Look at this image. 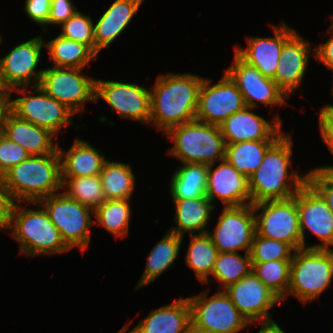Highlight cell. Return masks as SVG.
Returning <instances> with one entry per match:
<instances>
[{
    "instance_id": "cell-1",
    "label": "cell",
    "mask_w": 333,
    "mask_h": 333,
    "mask_svg": "<svg viewBox=\"0 0 333 333\" xmlns=\"http://www.w3.org/2000/svg\"><path fill=\"white\" fill-rule=\"evenodd\" d=\"M202 76L190 73L158 75L150 89V121L165 134L196 119Z\"/></svg>"
},
{
    "instance_id": "cell-2",
    "label": "cell",
    "mask_w": 333,
    "mask_h": 333,
    "mask_svg": "<svg viewBox=\"0 0 333 333\" xmlns=\"http://www.w3.org/2000/svg\"><path fill=\"white\" fill-rule=\"evenodd\" d=\"M293 133H285L266 151L259 168L249 177L252 204L286 200L307 183V173L299 175L292 167ZM290 172V173H289Z\"/></svg>"
},
{
    "instance_id": "cell-3",
    "label": "cell",
    "mask_w": 333,
    "mask_h": 333,
    "mask_svg": "<svg viewBox=\"0 0 333 333\" xmlns=\"http://www.w3.org/2000/svg\"><path fill=\"white\" fill-rule=\"evenodd\" d=\"M0 179L15 202L38 203L56 194L62 190L58 150L42 156H29Z\"/></svg>"
},
{
    "instance_id": "cell-4",
    "label": "cell",
    "mask_w": 333,
    "mask_h": 333,
    "mask_svg": "<svg viewBox=\"0 0 333 333\" xmlns=\"http://www.w3.org/2000/svg\"><path fill=\"white\" fill-rule=\"evenodd\" d=\"M20 204L16 202L13 207L8 232H11L16 242H19L22 255L35 257L70 251L63 242L59 230L39 203H29L36 205V209H28Z\"/></svg>"
},
{
    "instance_id": "cell-5",
    "label": "cell",
    "mask_w": 333,
    "mask_h": 333,
    "mask_svg": "<svg viewBox=\"0 0 333 333\" xmlns=\"http://www.w3.org/2000/svg\"><path fill=\"white\" fill-rule=\"evenodd\" d=\"M165 135L174 143L168 153L182 163L211 165L225 159L226 142L217 125L195 119L169 129Z\"/></svg>"
},
{
    "instance_id": "cell-6",
    "label": "cell",
    "mask_w": 333,
    "mask_h": 333,
    "mask_svg": "<svg viewBox=\"0 0 333 333\" xmlns=\"http://www.w3.org/2000/svg\"><path fill=\"white\" fill-rule=\"evenodd\" d=\"M333 250L300 248L294 251L287 297L294 296L303 304L320 298L331 287Z\"/></svg>"
},
{
    "instance_id": "cell-7",
    "label": "cell",
    "mask_w": 333,
    "mask_h": 333,
    "mask_svg": "<svg viewBox=\"0 0 333 333\" xmlns=\"http://www.w3.org/2000/svg\"><path fill=\"white\" fill-rule=\"evenodd\" d=\"M207 291L187 297L191 307V333H238L250 326L224 290L208 298Z\"/></svg>"
},
{
    "instance_id": "cell-8",
    "label": "cell",
    "mask_w": 333,
    "mask_h": 333,
    "mask_svg": "<svg viewBox=\"0 0 333 333\" xmlns=\"http://www.w3.org/2000/svg\"><path fill=\"white\" fill-rule=\"evenodd\" d=\"M59 230L65 245L71 250L78 247L84 252L90 244V228L94 225V210L68 197L63 191L38 202Z\"/></svg>"
},
{
    "instance_id": "cell-9",
    "label": "cell",
    "mask_w": 333,
    "mask_h": 333,
    "mask_svg": "<svg viewBox=\"0 0 333 333\" xmlns=\"http://www.w3.org/2000/svg\"><path fill=\"white\" fill-rule=\"evenodd\" d=\"M27 90V87L11 90V94L17 92L25 95L9 99L11 111L19 118L49 130L56 137L63 127L73 124L72 117L75 114L64 104L49 96L40 85L32 86L33 91Z\"/></svg>"
},
{
    "instance_id": "cell-10",
    "label": "cell",
    "mask_w": 333,
    "mask_h": 333,
    "mask_svg": "<svg viewBox=\"0 0 333 333\" xmlns=\"http://www.w3.org/2000/svg\"><path fill=\"white\" fill-rule=\"evenodd\" d=\"M253 211L257 235L285 242L294 250L302 248L297 193L290 199L253 204Z\"/></svg>"
},
{
    "instance_id": "cell-11",
    "label": "cell",
    "mask_w": 333,
    "mask_h": 333,
    "mask_svg": "<svg viewBox=\"0 0 333 333\" xmlns=\"http://www.w3.org/2000/svg\"><path fill=\"white\" fill-rule=\"evenodd\" d=\"M83 69L48 67L44 69L41 88L64 104L75 115L84 111V103L96 102V79L83 74Z\"/></svg>"
},
{
    "instance_id": "cell-12",
    "label": "cell",
    "mask_w": 333,
    "mask_h": 333,
    "mask_svg": "<svg viewBox=\"0 0 333 333\" xmlns=\"http://www.w3.org/2000/svg\"><path fill=\"white\" fill-rule=\"evenodd\" d=\"M212 232L207 231L218 252L249 253L254 235L255 215L253 204L224 207Z\"/></svg>"
},
{
    "instance_id": "cell-13",
    "label": "cell",
    "mask_w": 333,
    "mask_h": 333,
    "mask_svg": "<svg viewBox=\"0 0 333 333\" xmlns=\"http://www.w3.org/2000/svg\"><path fill=\"white\" fill-rule=\"evenodd\" d=\"M203 78L199 92L196 120L219 126L232 114L246 107L243 95L238 87L224 73L216 84Z\"/></svg>"
},
{
    "instance_id": "cell-14",
    "label": "cell",
    "mask_w": 333,
    "mask_h": 333,
    "mask_svg": "<svg viewBox=\"0 0 333 333\" xmlns=\"http://www.w3.org/2000/svg\"><path fill=\"white\" fill-rule=\"evenodd\" d=\"M225 73L238 87L247 107L255 108L258 102L266 106L288 105V97L276 82L264 77L254 66L245 62L236 52Z\"/></svg>"
},
{
    "instance_id": "cell-15",
    "label": "cell",
    "mask_w": 333,
    "mask_h": 333,
    "mask_svg": "<svg viewBox=\"0 0 333 333\" xmlns=\"http://www.w3.org/2000/svg\"><path fill=\"white\" fill-rule=\"evenodd\" d=\"M95 99L106 101L121 118L141 123L150 121V90L135 82L96 79Z\"/></svg>"
},
{
    "instance_id": "cell-16",
    "label": "cell",
    "mask_w": 333,
    "mask_h": 333,
    "mask_svg": "<svg viewBox=\"0 0 333 333\" xmlns=\"http://www.w3.org/2000/svg\"><path fill=\"white\" fill-rule=\"evenodd\" d=\"M297 208L302 248L331 249L333 246V213L321 195L307 182L297 192ZM321 241L319 244L306 245L305 234L308 230Z\"/></svg>"
},
{
    "instance_id": "cell-17",
    "label": "cell",
    "mask_w": 333,
    "mask_h": 333,
    "mask_svg": "<svg viewBox=\"0 0 333 333\" xmlns=\"http://www.w3.org/2000/svg\"><path fill=\"white\" fill-rule=\"evenodd\" d=\"M44 42L45 39L38 35L17 44L7 55L0 58L2 75L10 90L27 86L31 88L40 84L44 69L37 70V66L40 62L41 50L45 47Z\"/></svg>"
},
{
    "instance_id": "cell-18",
    "label": "cell",
    "mask_w": 333,
    "mask_h": 333,
    "mask_svg": "<svg viewBox=\"0 0 333 333\" xmlns=\"http://www.w3.org/2000/svg\"><path fill=\"white\" fill-rule=\"evenodd\" d=\"M238 311L250 325L256 322L273 320L269 312L282 300L251 271L237 283L224 289Z\"/></svg>"
},
{
    "instance_id": "cell-19",
    "label": "cell",
    "mask_w": 333,
    "mask_h": 333,
    "mask_svg": "<svg viewBox=\"0 0 333 333\" xmlns=\"http://www.w3.org/2000/svg\"><path fill=\"white\" fill-rule=\"evenodd\" d=\"M208 165L206 196L214 204L219 198L224 207L252 204L249 177L239 173L226 159ZM214 167V169H213Z\"/></svg>"
},
{
    "instance_id": "cell-20",
    "label": "cell",
    "mask_w": 333,
    "mask_h": 333,
    "mask_svg": "<svg viewBox=\"0 0 333 333\" xmlns=\"http://www.w3.org/2000/svg\"><path fill=\"white\" fill-rule=\"evenodd\" d=\"M273 37H249L247 47L234 46L245 62L254 66L264 77L273 79L278 68L283 44L296 32L285 23L271 26Z\"/></svg>"
},
{
    "instance_id": "cell-21",
    "label": "cell",
    "mask_w": 333,
    "mask_h": 333,
    "mask_svg": "<svg viewBox=\"0 0 333 333\" xmlns=\"http://www.w3.org/2000/svg\"><path fill=\"white\" fill-rule=\"evenodd\" d=\"M245 107L223 121L219 127L226 144L243 141L278 140L282 133V120L279 115L267 121Z\"/></svg>"
},
{
    "instance_id": "cell-22",
    "label": "cell",
    "mask_w": 333,
    "mask_h": 333,
    "mask_svg": "<svg viewBox=\"0 0 333 333\" xmlns=\"http://www.w3.org/2000/svg\"><path fill=\"white\" fill-rule=\"evenodd\" d=\"M312 45L297 32L283 44L273 80L288 98L302 84L309 56L314 57Z\"/></svg>"
},
{
    "instance_id": "cell-23",
    "label": "cell",
    "mask_w": 333,
    "mask_h": 333,
    "mask_svg": "<svg viewBox=\"0 0 333 333\" xmlns=\"http://www.w3.org/2000/svg\"><path fill=\"white\" fill-rule=\"evenodd\" d=\"M129 333H191V307L187 298L152 310Z\"/></svg>"
},
{
    "instance_id": "cell-24",
    "label": "cell",
    "mask_w": 333,
    "mask_h": 333,
    "mask_svg": "<svg viewBox=\"0 0 333 333\" xmlns=\"http://www.w3.org/2000/svg\"><path fill=\"white\" fill-rule=\"evenodd\" d=\"M143 0H115L94 24L95 54L117 39L138 12Z\"/></svg>"
},
{
    "instance_id": "cell-25",
    "label": "cell",
    "mask_w": 333,
    "mask_h": 333,
    "mask_svg": "<svg viewBox=\"0 0 333 333\" xmlns=\"http://www.w3.org/2000/svg\"><path fill=\"white\" fill-rule=\"evenodd\" d=\"M61 178L98 176L107 160L94 145L76 138L70 149L63 150L59 146Z\"/></svg>"
},
{
    "instance_id": "cell-26",
    "label": "cell",
    "mask_w": 333,
    "mask_h": 333,
    "mask_svg": "<svg viewBox=\"0 0 333 333\" xmlns=\"http://www.w3.org/2000/svg\"><path fill=\"white\" fill-rule=\"evenodd\" d=\"M4 135L21 145L30 156L50 154L58 148V142L54 144L52 141L58 139L54 134L19 118L12 111L6 118Z\"/></svg>"
},
{
    "instance_id": "cell-27",
    "label": "cell",
    "mask_w": 333,
    "mask_h": 333,
    "mask_svg": "<svg viewBox=\"0 0 333 333\" xmlns=\"http://www.w3.org/2000/svg\"><path fill=\"white\" fill-rule=\"evenodd\" d=\"M175 205V226L168 229L170 232L185 236L206 234L207 225L210 221L211 212L216 208L210 199L205 195L197 198L173 199ZM198 232V233H197Z\"/></svg>"
},
{
    "instance_id": "cell-28",
    "label": "cell",
    "mask_w": 333,
    "mask_h": 333,
    "mask_svg": "<svg viewBox=\"0 0 333 333\" xmlns=\"http://www.w3.org/2000/svg\"><path fill=\"white\" fill-rule=\"evenodd\" d=\"M184 236H178L170 231L150 251L145 270L135 289H140L155 281L162 273L167 271L177 259Z\"/></svg>"
},
{
    "instance_id": "cell-29",
    "label": "cell",
    "mask_w": 333,
    "mask_h": 333,
    "mask_svg": "<svg viewBox=\"0 0 333 333\" xmlns=\"http://www.w3.org/2000/svg\"><path fill=\"white\" fill-rule=\"evenodd\" d=\"M208 165L183 163L170 179L173 199L197 198L206 195Z\"/></svg>"
},
{
    "instance_id": "cell-30",
    "label": "cell",
    "mask_w": 333,
    "mask_h": 333,
    "mask_svg": "<svg viewBox=\"0 0 333 333\" xmlns=\"http://www.w3.org/2000/svg\"><path fill=\"white\" fill-rule=\"evenodd\" d=\"M54 67L84 69L97 55L84 43L58 35L44 42Z\"/></svg>"
},
{
    "instance_id": "cell-31",
    "label": "cell",
    "mask_w": 333,
    "mask_h": 333,
    "mask_svg": "<svg viewBox=\"0 0 333 333\" xmlns=\"http://www.w3.org/2000/svg\"><path fill=\"white\" fill-rule=\"evenodd\" d=\"M276 141L256 140L226 144L225 159L239 173L250 177L261 165L266 151Z\"/></svg>"
},
{
    "instance_id": "cell-32",
    "label": "cell",
    "mask_w": 333,
    "mask_h": 333,
    "mask_svg": "<svg viewBox=\"0 0 333 333\" xmlns=\"http://www.w3.org/2000/svg\"><path fill=\"white\" fill-rule=\"evenodd\" d=\"M106 200H130L135 190V174L129 164L107 159L100 172Z\"/></svg>"
},
{
    "instance_id": "cell-33",
    "label": "cell",
    "mask_w": 333,
    "mask_h": 333,
    "mask_svg": "<svg viewBox=\"0 0 333 333\" xmlns=\"http://www.w3.org/2000/svg\"><path fill=\"white\" fill-rule=\"evenodd\" d=\"M186 265L194 271L201 283H208L212 274L218 249L207 234L190 235Z\"/></svg>"
},
{
    "instance_id": "cell-34",
    "label": "cell",
    "mask_w": 333,
    "mask_h": 333,
    "mask_svg": "<svg viewBox=\"0 0 333 333\" xmlns=\"http://www.w3.org/2000/svg\"><path fill=\"white\" fill-rule=\"evenodd\" d=\"M130 208V200L127 199L105 200L94 209V223L116 238L126 237L132 213Z\"/></svg>"
},
{
    "instance_id": "cell-35",
    "label": "cell",
    "mask_w": 333,
    "mask_h": 333,
    "mask_svg": "<svg viewBox=\"0 0 333 333\" xmlns=\"http://www.w3.org/2000/svg\"><path fill=\"white\" fill-rule=\"evenodd\" d=\"M252 271V261L249 253L241 256L239 252H219L211 276L219 284L221 290L237 283Z\"/></svg>"
},
{
    "instance_id": "cell-36",
    "label": "cell",
    "mask_w": 333,
    "mask_h": 333,
    "mask_svg": "<svg viewBox=\"0 0 333 333\" xmlns=\"http://www.w3.org/2000/svg\"><path fill=\"white\" fill-rule=\"evenodd\" d=\"M64 193L93 210L106 199L100 175L91 177L61 178Z\"/></svg>"
},
{
    "instance_id": "cell-37",
    "label": "cell",
    "mask_w": 333,
    "mask_h": 333,
    "mask_svg": "<svg viewBox=\"0 0 333 333\" xmlns=\"http://www.w3.org/2000/svg\"><path fill=\"white\" fill-rule=\"evenodd\" d=\"M291 260L252 263V271L262 283L273 291L282 301L287 299L290 283Z\"/></svg>"
},
{
    "instance_id": "cell-38",
    "label": "cell",
    "mask_w": 333,
    "mask_h": 333,
    "mask_svg": "<svg viewBox=\"0 0 333 333\" xmlns=\"http://www.w3.org/2000/svg\"><path fill=\"white\" fill-rule=\"evenodd\" d=\"M294 251L285 242L265 238L255 233L249 254L252 263H264L272 260H292Z\"/></svg>"
},
{
    "instance_id": "cell-39",
    "label": "cell",
    "mask_w": 333,
    "mask_h": 333,
    "mask_svg": "<svg viewBox=\"0 0 333 333\" xmlns=\"http://www.w3.org/2000/svg\"><path fill=\"white\" fill-rule=\"evenodd\" d=\"M59 27L62 30L60 31V36L84 43L95 53L94 23L90 15H85L77 11Z\"/></svg>"
},
{
    "instance_id": "cell-40",
    "label": "cell",
    "mask_w": 333,
    "mask_h": 333,
    "mask_svg": "<svg viewBox=\"0 0 333 333\" xmlns=\"http://www.w3.org/2000/svg\"><path fill=\"white\" fill-rule=\"evenodd\" d=\"M307 182L321 195L333 213V165L310 169Z\"/></svg>"
},
{
    "instance_id": "cell-41",
    "label": "cell",
    "mask_w": 333,
    "mask_h": 333,
    "mask_svg": "<svg viewBox=\"0 0 333 333\" xmlns=\"http://www.w3.org/2000/svg\"><path fill=\"white\" fill-rule=\"evenodd\" d=\"M29 156L21 145L3 135L0 138V178Z\"/></svg>"
},
{
    "instance_id": "cell-42",
    "label": "cell",
    "mask_w": 333,
    "mask_h": 333,
    "mask_svg": "<svg viewBox=\"0 0 333 333\" xmlns=\"http://www.w3.org/2000/svg\"><path fill=\"white\" fill-rule=\"evenodd\" d=\"M77 11V7L71 0H51V9L48 23L43 27L44 33H47L46 28L48 25L61 26Z\"/></svg>"
},
{
    "instance_id": "cell-43",
    "label": "cell",
    "mask_w": 333,
    "mask_h": 333,
    "mask_svg": "<svg viewBox=\"0 0 333 333\" xmlns=\"http://www.w3.org/2000/svg\"><path fill=\"white\" fill-rule=\"evenodd\" d=\"M25 13L42 28L48 23L51 0H25Z\"/></svg>"
},
{
    "instance_id": "cell-44",
    "label": "cell",
    "mask_w": 333,
    "mask_h": 333,
    "mask_svg": "<svg viewBox=\"0 0 333 333\" xmlns=\"http://www.w3.org/2000/svg\"><path fill=\"white\" fill-rule=\"evenodd\" d=\"M320 136L333 156V107L328 103L319 111Z\"/></svg>"
},
{
    "instance_id": "cell-45",
    "label": "cell",
    "mask_w": 333,
    "mask_h": 333,
    "mask_svg": "<svg viewBox=\"0 0 333 333\" xmlns=\"http://www.w3.org/2000/svg\"><path fill=\"white\" fill-rule=\"evenodd\" d=\"M15 201L0 179V230L8 231Z\"/></svg>"
},
{
    "instance_id": "cell-46",
    "label": "cell",
    "mask_w": 333,
    "mask_h": 333,
    "mask_svg": "<svg viewBox=\"0 0 333 333\" xmlns=\"http://www.w3.org/2000/svg\"><path fill=\"white\" fill-rule=\"evenodd\" d=\"M326 31L331 36L320 46L314 47V58L333 72V31L330 28Z\"/></svg>"
},
{
    "instance_id": "cell-47",
    "label": "cell",
    "mask_w": 333,
    "mask_h": 333,
    "mask_svg": "<svg viewBox=\"0 0 333 333\" xmlns=\"http://www.w3.org/2000/svg\"><path fill=\"white\" fill-rule=\"evenodd\" d=\"M11 111V105L9 100L0 101V138L4 135L5 121Z\"/></svg>"
},
{
    "instance_id": "cell-48",
    "label": "cell",
    "mask_w": 333,
    "mask_h": 333,
    "mask_svg": "<svg viewBox=\"0 0 333 333\" xmlns=\"http://www.w3.org/2000/svg\"><path fill=\"white\" fill-rule=\"evenodd\" d=\"M259 324L261 327L258 333H287L274 320L261 321Z\"/></svg>"
},
{
    "instance_id": "cell-49",
    "label": "cell",
    "mask_w": 333,
    "mask_h": 333,
    "mask_svg": "<svg viewBox=\"0 0 333 333\" xmlns=\"http://www.w3.org/2000/svg\"><path fill=\"white\" fill-rule=\"evenodd\" d=\"M11 97V90L6 85L3 75H2V67L0 64V101L9 100Z\"/></svg>"
},
{
    "instance_id": "cell-50",
    "label": "cell",
    "mask_w": 333,
    "mask_h": 333,
    "mask_svg": "<svg viewBox=\"0 0 333 333\" xmlns=\"http://www.w3.org/2000/svg\"><path fill=\"white\" fill-rule=\"evenodd\" d=\"M127 325H125L124 327H122L121 330H119L117 333H125L128 329V326H130L131 322L126 323Z\"/></svg>"
},
{
    "instance_id": "cell-51",
    "label": "cell",
    "mask_w": 333,
    "mask_h": 333,
    "mask_svg": "<svg viewBox=\"0 0 333 333\" xmlns=\"http://www.w3.org/2000/svg\"><path fill=\"white\" fill-rule=\"evenodd\" d=\"M329 28L333 31V15L331 16V25Z\"/></svg>"
},
{
    "instance_id": "cell-52",
    "label": "cell",
    "mask_w": 333,
    "mask_h": 333,
    "mask_svg": "<svg viewBox=\"0 0 333 333\" xmlns=\"http://www.w3.org/2000/svg\"><path fill=\"white\" fill-rule=\"evenodd\" d=\"M332 95H333V85H332ZM328 105L331 106V107H333V104L332 105L328 104Z\"/></svg>"
}]
</instances>
